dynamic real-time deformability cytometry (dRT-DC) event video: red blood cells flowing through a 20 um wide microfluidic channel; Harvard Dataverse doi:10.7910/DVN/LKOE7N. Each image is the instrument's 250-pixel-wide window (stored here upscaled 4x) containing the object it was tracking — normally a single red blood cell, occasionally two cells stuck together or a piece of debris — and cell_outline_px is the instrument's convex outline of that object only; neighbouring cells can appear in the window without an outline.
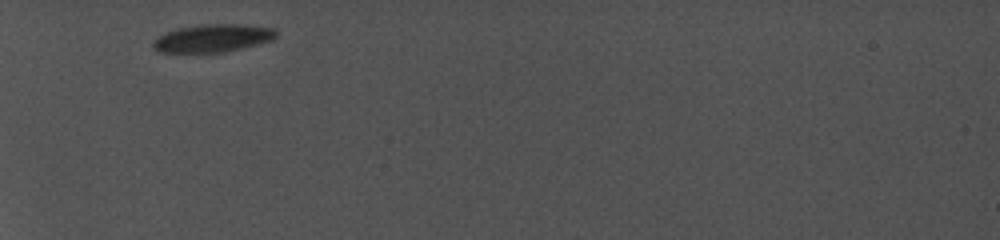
{"species": "common noctule bat (a hibernating species)", "species_latin": "Nyctalus noctula", "temperature_condition": "cold", "stored_images_in_passage": 25, "camera_frame_rate_fps": 5000, "um_per_image_px": 0.085, "animal": {"sex": "female", "body_mass_g": 19.0, "forearm_length_mm": 56.7}, "frame": {"image": 1, "passage_image": 1, "time_ms": 0.0, "image_size_px": [1000, 240], "cell_outline_px": [[276, 36], [272, 40], [260, 44], [224, 52], [160, 52], [152, 44], [156, 36], [164, 32], [176, 28], [200, 24], [244, 24], [276, 28]], "centroid_in_image_um": [18.1, 3.22], "position_along_channel_um": 66.9, "area_um2": 20.17}}
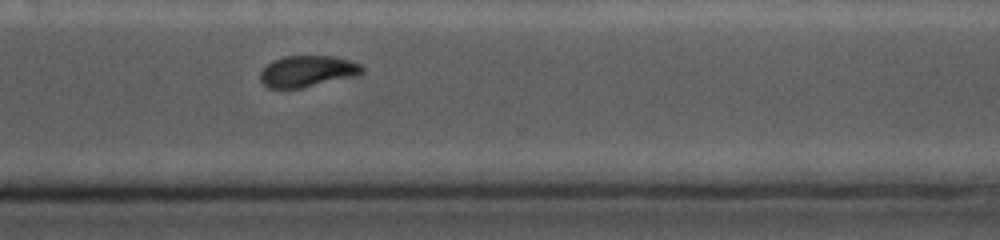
{"frame": {"image": 2, "passage_image": 19, "time_ms": 7.8, "image_size_px": [1000, 240], "cell_outline_px": [[364, 72], [360, 76], [300, 88], [268, 88], [260, 80], [260, 72], [272, 60], [284, 56], [336, 56], [360, 64], [364, 68]], "centroid_in_image_um": [26.17, 6.06], "position_along_channel_um": 344.4, "area_um2": 18.79}}
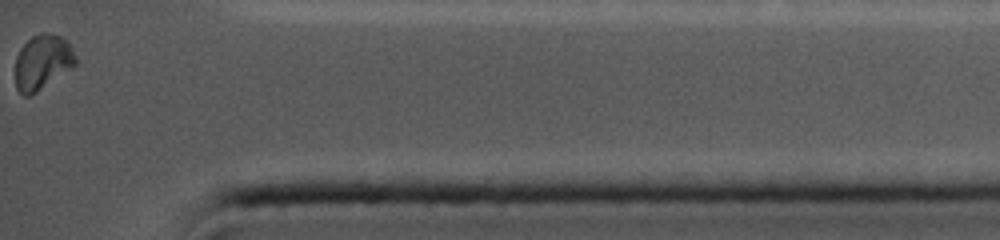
{"frame": {"image": 3, "passage_image": 25, "time_ms": 10.2, "image_size_px": [1000, 240], "cell_outline_px": [[76, 64], [72, 68], [36, 92], [28, 96], [24, 96], [16, 88], [16, 56], [20, 48], [32, 36], [40, 32], [48, 32], [60, 36], [68, 40], [76, 56]], "centroid_in_image_um": [3.62, 5.25], "position_along_channel_um": 431.6, "area_um2": 19.36}, "authors_computed_cell_mechanics": {"area_um2": 20.2878, "velocity_mm_per_s": 3.8637, "shape_relaxation_time_tau1_ms": null, "shape_relaxation_time_tau2_ms": 0.4212, "deformation_change_tau1": null, "deformation_change_tau2": 0.0299}}